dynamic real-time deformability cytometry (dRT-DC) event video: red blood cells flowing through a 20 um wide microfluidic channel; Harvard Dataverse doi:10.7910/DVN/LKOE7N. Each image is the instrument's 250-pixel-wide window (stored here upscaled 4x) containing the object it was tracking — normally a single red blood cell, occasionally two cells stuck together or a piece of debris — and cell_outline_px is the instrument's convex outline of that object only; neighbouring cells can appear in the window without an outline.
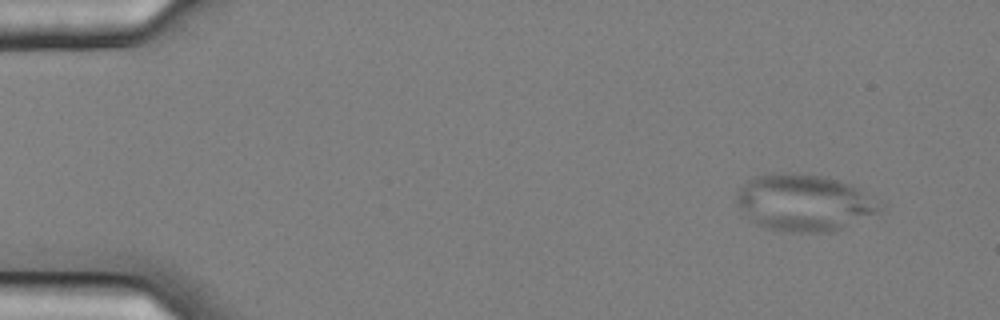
{"species": "common noctule bat (a hibernating species)", "species_latin": "Nyctalus noctula", "temperature_condition": "cold", "stored_images_in_passage": 53, "camera_frame_rate_fps": 3000, "um_per_image_px": 0.085, "animal": {"sex": "female", "body_mass_g": 25.1}, "frame": {"image": 1, "passage_image": 1, "time_ms": 0.0, "image_size_px": [1000, 320], "cell_outline_px": [[884, 208], [876, 212], [832, 232], [792, 232], [768, 228], [752, 220], [736, 204], [736, 192], [748, 180], [756, 176], [828, 176], [852, 184], [860, 188], [884, 204]], "centroid_in_image_um": [68.4, 17.25], "position_along_channel_um": 16.6, "area_um2": 46.12}}
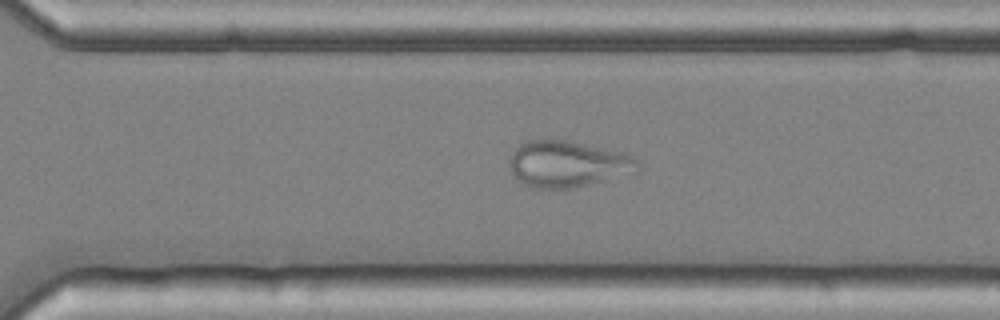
{"frame": {"image": 2, "passage_image": 36, "time_ms": 11.667, "image_size_px": [1000, 320], "cell_outline_px": [[640, 172], [568, 188], [532, 188], [524, 184], [512, 172], [508, 164], [508, 160], [512, 152], [524, 140], [568, 140], [624, 152], [640, 160]], "centroid_in_image_um": [48.28, 13.92], "position_along_channel_um": 322.3, "area_um2": 34.8}}
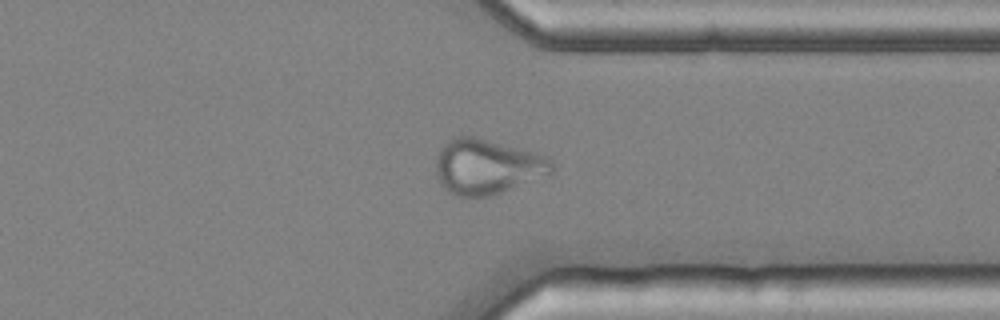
{"frame": {"image": 3, "passage_image": 40, "time_ms": 13.0, "image_size_px": [1000, 320], "cell_outline_px": [[556, 168], [552, 172], [492, 196], [456, 196], [448, 192], [440, 184], [436, 176], [436, 156], [440, 148], [448, 140], [456, 136], [472, 136], [524, 148], [548, 156], [552, 160]], "centroid_in_image_um": [41.4, 14.15], "position_along_channel_um": 370.0, "area_um2": 37.51}}